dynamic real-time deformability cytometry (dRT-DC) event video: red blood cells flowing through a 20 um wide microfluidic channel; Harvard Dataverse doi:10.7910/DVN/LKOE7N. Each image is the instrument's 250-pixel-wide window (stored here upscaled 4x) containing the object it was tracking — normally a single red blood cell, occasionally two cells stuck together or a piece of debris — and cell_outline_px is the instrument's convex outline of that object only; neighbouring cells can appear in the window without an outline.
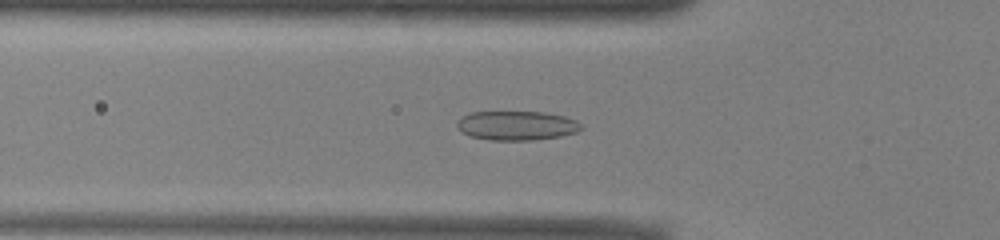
{"species": "common noctule bat (a hibernating species)", "species_latin": "Nyctalus noctula", "temperature_condition": "warm", "stored_images_in_passage": 38, "camera_frame_rate_fps": 3000, "um_per_image_px": 0.085, "animal": {"sex": "male", "body_mass_g": 13.0, "forearm_length_mm": 53.1}, "frame": {"image": 1, "passage_image": 7, "time_ms": 2.0, "image_size_px": [1000, 240], "cell_outline_px": [[584, 128], [576, 132], [560, 136], [532, 140], [488, 140], [472, 136], [460, 132], [456, 128], [456, 120], [460, 116], [472, 112], [544, 112], [564, 116], [576, 120], [584, 124]], "centroid_in_image_um": [43.9, 10.67], "position_along_channel_um": 81.9, "area_um2": 21.44}}
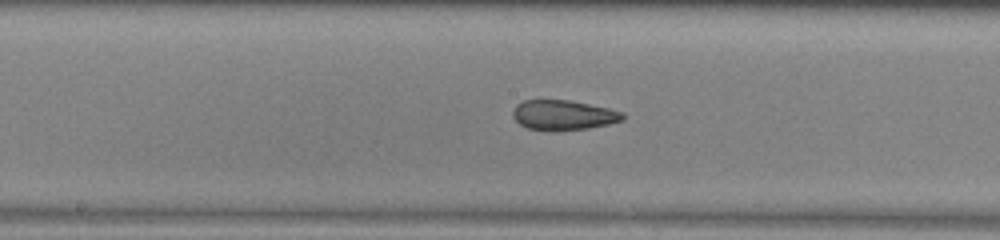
{"frame": {"image": 2, "passage_image": 16, "time_ms": 5.0, "image_size_px": [1000, 240], "cell_outline_px": [[624, 120], [608, 124], [588, 128], [556, 132], [548, 132], [528, 128], [520, 124], [512, 116], [512, 112], [516, 104], [524, 100], [568, 100], [608, 108], [624, 112]], "centroid_in_image_um": [47.87, 9.8], "position_along_channel_um": 200.3, "area_um2": 19.42}}
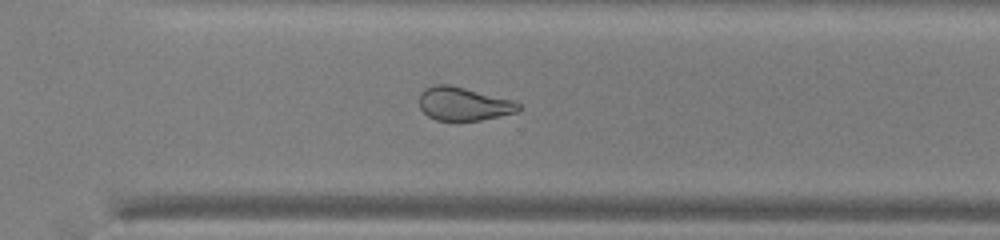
{"frame": {"image": 3, "passage_image": 26, "time_ms": 8.333, "image_size_px": [1000, 240], "cell_outline_px": [[524, 108], [516, 112], [480, 120], [436, 120], [428, 116], [420, 108], [420, 92], [424, 88], [436, 84], [448, 84], [512, 100], [520, 104]], "centroid_in_image_um": [39.39, 8.82], "position_along_channel_um": 331.2, "area_um2": 19.13}, "authors_computed_cell_mechanics": {"area_um2": 20.23, "velocity_mm_per_s": 3.9322, "shape_relaxation_time_tau1_ms": null, "shape_relaxation_time_tau2_ms": 1.9035, "deformation_change_tau1": null, "deformation_change_tau2": 0.0824}}